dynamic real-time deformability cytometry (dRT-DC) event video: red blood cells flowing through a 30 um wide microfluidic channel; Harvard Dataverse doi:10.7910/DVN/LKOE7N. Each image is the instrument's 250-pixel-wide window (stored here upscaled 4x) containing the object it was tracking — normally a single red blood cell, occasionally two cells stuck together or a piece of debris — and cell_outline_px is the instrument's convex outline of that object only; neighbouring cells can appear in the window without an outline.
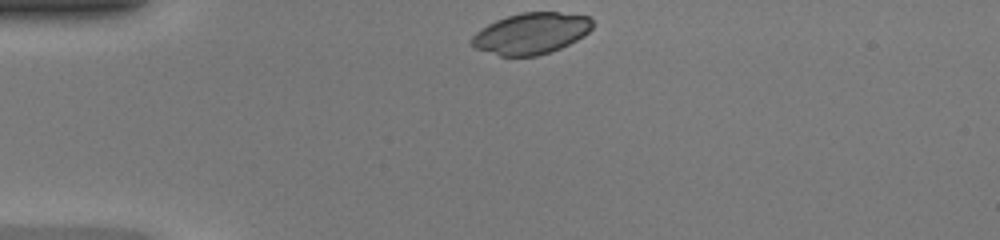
{"species": "common noctule bat (a hibernating species)", "species_latin": "Nyctalus noctula", "temperature_condition": "warm", "stored_images_in_passage": 31, "camera_frame_rate_fps": 3000, "um_per_image_px": 0.085, "animal": {"sex": "female", "body_mass_g": 20.0, "forearm_length_mm": 54.0}, "frame": {"image": 1, "passage_image": 1, "time_ms": 0.0, "image_size_px": [1000, 240], "cell_outline_px": [[592, 28], [584, 36], [552, 52], [536, 56], [500, 56], [472, 48], [468, 44], [472, 36], [476, 32], [488, 24], [496, 20], [520, 12], [560, 12], [588, 16], [592, 20]], "centroid_in_image_um": [45.1, 2.85], "position_along_channel_um": 39.9, "area_um2": 29.25}}
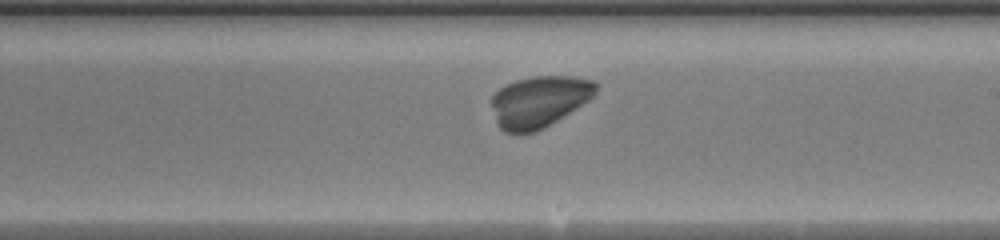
{"frame": {"image": 2, "passage_image": 18, "time_ms": 5.667, "image_size_px": [1000, 240], "cell_outline_px": [[600, 84], [596, 92], [588, 100], [556, 120], [536, 132], [504, 132], [496, 124], [492, 104], [492, 96], [504, 84], [516, 80], [532, 76], [572, 76], [596, 80]], "centroid_in_image_um": [45.83, 8.6], "position_along_channel_um": 243.2, "area_um2": 31.15}}
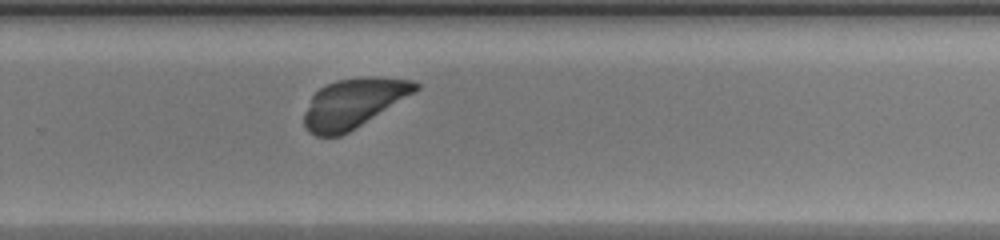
{"frame": {"image": 3, "passage_image": 22, "time_ms": 7.0, "image_size_px": [1000, 240], "cell_outline_px": [[420, 88], [416, 92], [348, 132], [340, 136], [316, 136], [308, 132], [304, 128], [304, 112], [312, 96], [320, 88], [336, 80], [364, 76], [376, 76], [412, 80], [420, 84]], "centroid_in_image_um": [30.05, 8.76], "position_along_channel_um": 299.8, "area_um2": 32.02}}